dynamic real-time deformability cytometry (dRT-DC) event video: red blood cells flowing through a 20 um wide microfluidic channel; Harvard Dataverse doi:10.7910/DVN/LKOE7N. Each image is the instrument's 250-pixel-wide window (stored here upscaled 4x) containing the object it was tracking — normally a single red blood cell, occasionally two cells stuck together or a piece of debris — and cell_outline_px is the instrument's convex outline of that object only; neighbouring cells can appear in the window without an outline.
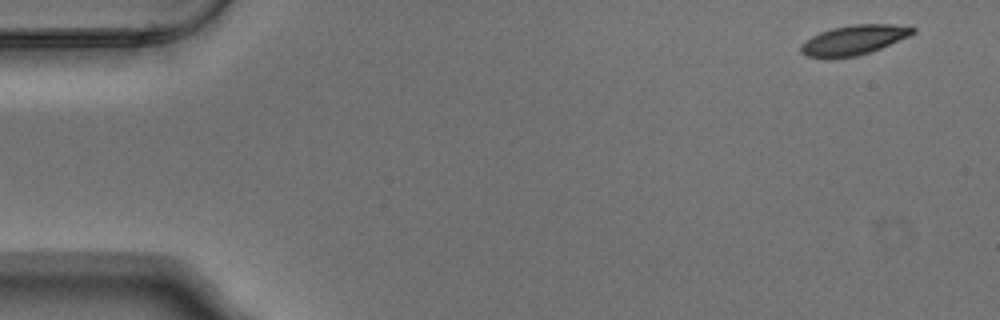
{"species": "Egyptian fruit bat (a non-hibernating species)", "species_latin": "Rousettus aegyptiacus", "temperature_condition": "warm", "stored_images_in_passage": 6, "camera_frame_rate_fps": 3000, "um_per_image_px": 0.085, "animal": {"sex": "male"}, "frame": {"image": 1, "passage_image": 1, "time_ms": 0.0, "image_size_px": [1000, 320], "cell_outline_px": [[916, 32], [908, 36], [880, 48], [856, 56], [808, 56], [800, 52], [800, 44], [812, 36], [820, 32], [832, 28], [852, 24], [892, 24], [916, 28]], "centroid_in_image_um": [72.58, 3.36], "position_along_channel_um": 12.4, "area_um2": 18.79}}
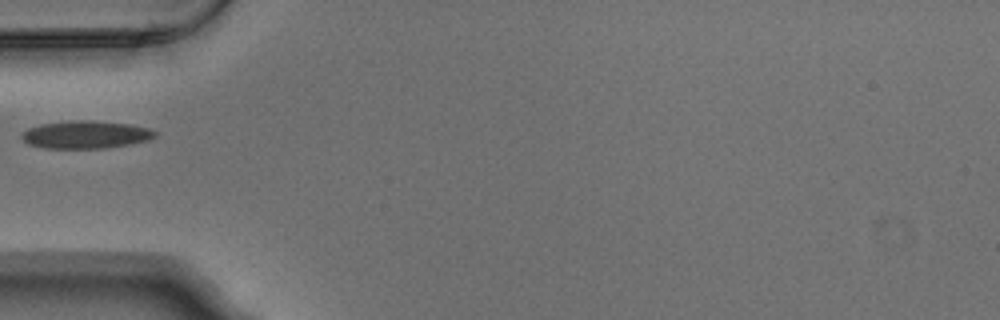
{"frame": {"image": 2, "passage_image": 5, "time_ms": 1.333, "image_size_px": [1000, 320], "cell_outline_px": [[156, 136], [148, 140], [128, 144], [104, 148], [44, 148], [28, 144], [20, 136], [28, 128], [40, 124], [76, 120], [84, 120], [128, 124], [148, 128], [156, 132]], "centroid_in_image_um": [7.26, 11.45], "position_along_channel_um": 77.7, "area_um2": 21.21}}
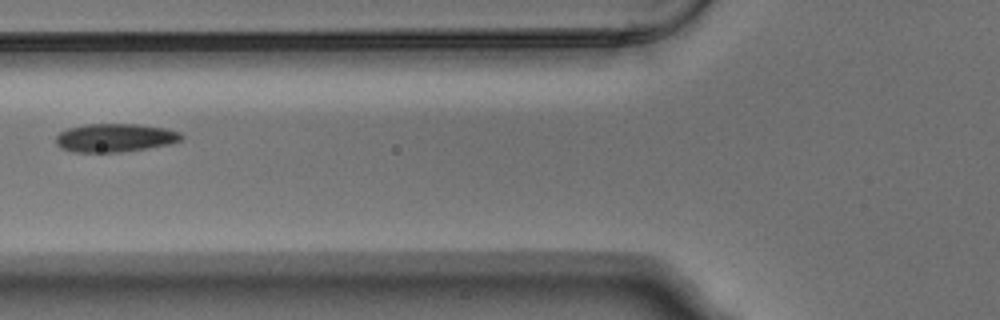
{"frame": {"image": 3, "passage_image": 6, "time_ms": 1.667, "image_size_px": [1000, 320], "cell_outline_px": [[184, 136], [180, 140], [172, 144], [148, 148], [120, 152], [72, 152], [60, 148], [56, 144], [56, 136], [60, 132], [68, 128], [84, 124], [136, 124], [164, 128], [180, 132]], "centroid_in_image_um": [9.76, 11.71], "position_along_channel_um": 116.0, "area_um2": 20.87}}